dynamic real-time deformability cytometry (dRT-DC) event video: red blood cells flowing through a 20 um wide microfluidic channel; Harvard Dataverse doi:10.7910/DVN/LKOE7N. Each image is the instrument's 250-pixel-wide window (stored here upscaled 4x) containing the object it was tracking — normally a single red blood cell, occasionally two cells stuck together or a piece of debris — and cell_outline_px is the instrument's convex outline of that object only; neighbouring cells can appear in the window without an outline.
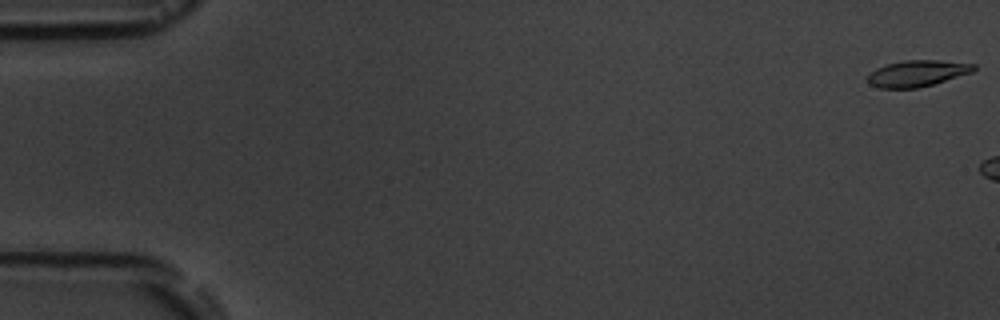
{"species": "common noctule bat (a hibernating species)", "species_latin": "Nyctalus noctula", "temperature_condition": "room temperature", "stored_images_in_passage": 4, "camera_frame_rate_fps": 3000, "um_per_image_px": 0.085, "animal": {"sex": "male", "body_mass_g": 19.5, "forearm_length_mm": 54.6}, "frame": {"image": 1, "passage_image": 1, "time_ms": 0.0, "image_size_px": [1000, 320], "cell_outline_px": [[976, 68], [972, 72], [932, 84], [916, 88], [880, 88], [868, 84], [868, 72], [884, 64], [904, 60], [936, 60], [976, 64]], "centroid_in_image_um": [77.91, 6.23], "position_along_channel_um": 7.1, "area_um2": 16.24}}